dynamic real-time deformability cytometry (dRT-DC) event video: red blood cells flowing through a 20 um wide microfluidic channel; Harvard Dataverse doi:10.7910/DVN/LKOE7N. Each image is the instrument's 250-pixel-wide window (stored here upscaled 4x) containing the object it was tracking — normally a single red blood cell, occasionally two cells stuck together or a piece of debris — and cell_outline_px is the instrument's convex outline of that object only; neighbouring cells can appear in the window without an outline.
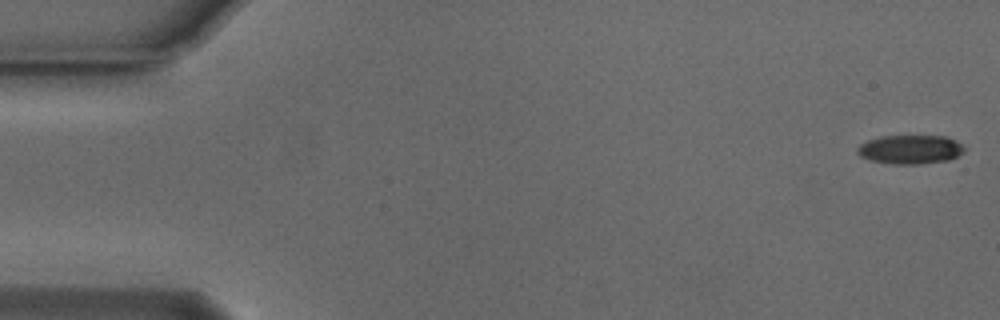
{"species": "Egyptian fruit bat (a non-hibernating species)", "species_latin": "Rousettus aegyptiacus", "temperature_condition": "cold", "stored_images_in_passage": 51, "camera_frame_rate_fps": 3000, "um_per_image_px": 0.085, "animal": {"sex": "male"}, "frame": {"image": 1, "passage_image": 1, "time_ms": 0.0, "image_size_px": [1000, 320], "cell_outline_px": [[964, 152], [948, 160], [920, 164], [892, 164], [868, 160], [860, 156], [856, 152], [856, 148], [860, 144], [868, 140], [880, 136], [948, 136], [964, 144]], "centroid_in_image_um": [77.36, 12.7], "position_along_channel_um": 7.6, "area_um2": 18.26}}
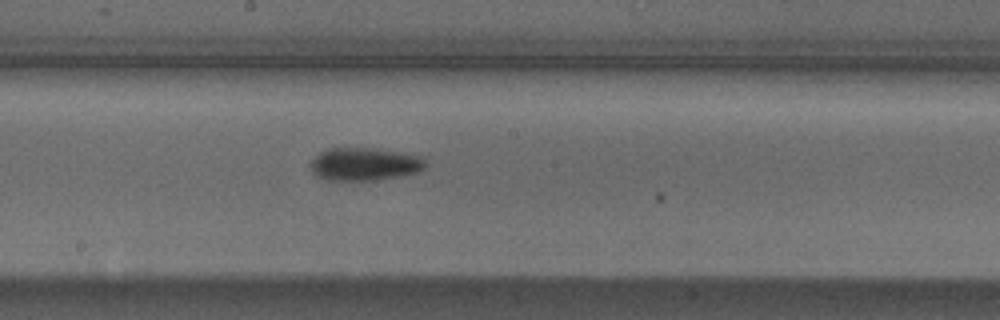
{"frame": {"image": 2, "passage_image": 29, "time_ms": 9.333, "image_size_px": [1000, 320], "cell_outline_px": [[428, 164], [424, 168], [416, 172], [400, 176], [372, 180], [328, 180], [316, 176], [312, 172], [308, 164], [320, 152], [328, 148], [376, 148], [424, 156]], "centroid_in_image_um": [30.99, 13.94], "position_along_channel_um": 217.2, "area_um2": 22.25}}
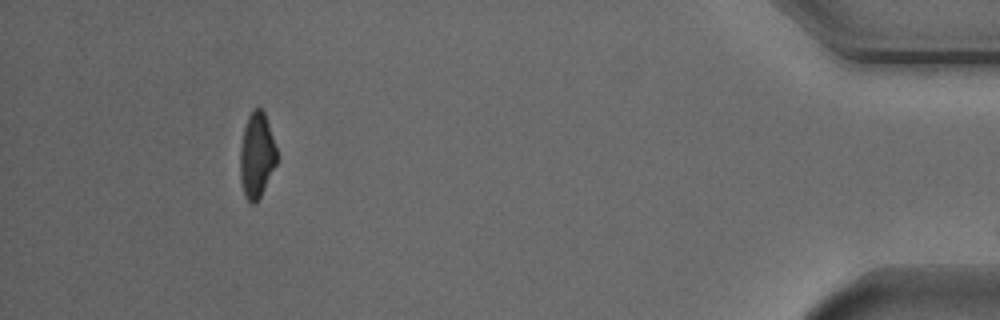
{"frame": {"image": 3, "passage_image": 50, "time_ms": 16.333, "image_size_px": [1000, 320], "cell_outline_px": [[276, 164], [256, 204], [252, 204], [244, 196], [240, 180], [240, 144], [244, 128], [248, 116], [256, 108], [260, 108], [264, 112], [276, 148]], "centroid_in_image_um": [21.79, 13.23], "position_along_channel_um": 413.4, "area_um2": 17.98}}